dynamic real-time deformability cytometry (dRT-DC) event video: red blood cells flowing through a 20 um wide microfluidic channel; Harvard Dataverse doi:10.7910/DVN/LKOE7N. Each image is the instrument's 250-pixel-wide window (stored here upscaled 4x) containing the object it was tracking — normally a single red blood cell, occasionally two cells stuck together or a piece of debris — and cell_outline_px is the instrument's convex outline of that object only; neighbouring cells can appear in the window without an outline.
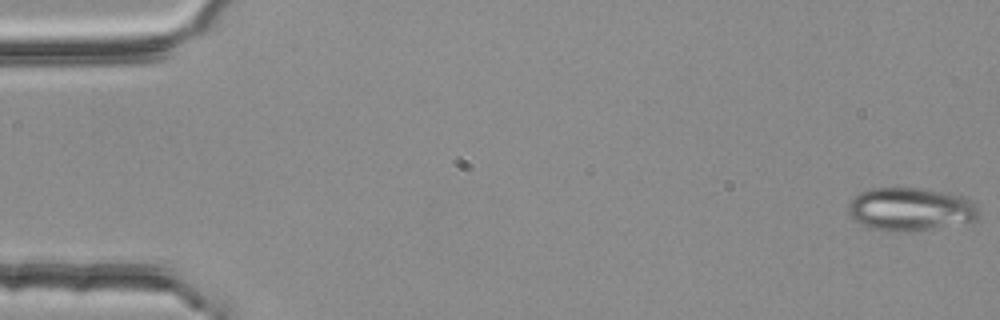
{"species": "common noctule bat (a hibernating species)", "species_latin": "Nyctalus noctula", "temperature_condition": "room temperature", "stored_images_in_passage": 3, "camera_frame_rate_fps": 3000, "um_per_image_px": 0.085, "animal": {"sex": "female", "body_mass_g": 25.1}, "frame": {"image": 1, "passage_image": 3, "time_ms": 0.667, "image_size_px": [1000, 320], "cell_outline_px": [[976, 220], [972, 224], [904, 232], [888, 232], [872, 228], [856, 220], [848, 212], [848, 204], [860, 192], [868, 188], [920, 188], [960, 192], [972, 200], [976, 208]], "centroid_in_image_um": [77.49, 17.78], "position_along_channel_um": 7.5, "area_um2": 33.64}}